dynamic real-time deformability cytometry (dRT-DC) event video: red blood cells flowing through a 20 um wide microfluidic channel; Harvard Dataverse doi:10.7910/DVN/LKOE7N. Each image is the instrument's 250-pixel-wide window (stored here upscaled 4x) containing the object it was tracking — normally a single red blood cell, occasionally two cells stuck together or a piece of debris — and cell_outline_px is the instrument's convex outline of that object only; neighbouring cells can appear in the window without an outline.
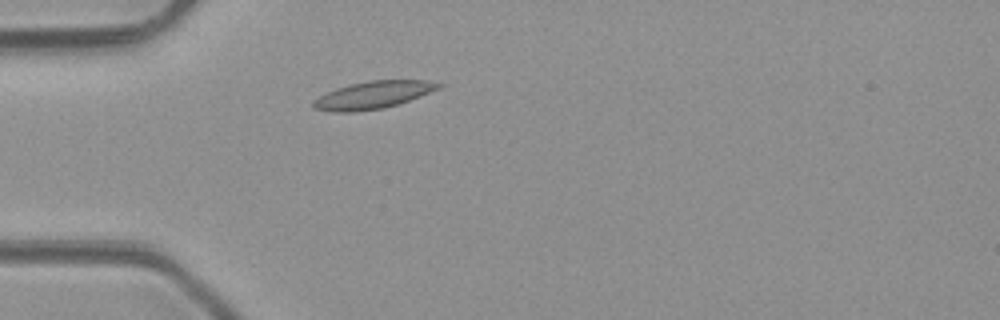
{"species": "common noctule bat (a hibernating species)", "species_latin": "Nyctalus noctula", "temperature_condition": "room temperature", "stored_images_in_passage": 3, "camera_frame_rate_fps": 3000, "um_per_image_px": 0.085, "animal": {"sex": "male", "body_mass_g": 23.1, "forearm_length_mm": 52.7}, "frame": {"image": 1, "passage_image": 3, "time_ms": 2.333, "image_size_px": [1000, 320], "cell_outline_px": [[444, 84], [440, 88], [408, 100], [384, 108], [356, 112], [332, 112], [312, 108], [312, 100], [336, 88], [368, 80], [424, 80]], "centroid_in_image_um": [31.66, 8.08], "position_along_channel_um": 53.3, "area_um2": 19.88}}